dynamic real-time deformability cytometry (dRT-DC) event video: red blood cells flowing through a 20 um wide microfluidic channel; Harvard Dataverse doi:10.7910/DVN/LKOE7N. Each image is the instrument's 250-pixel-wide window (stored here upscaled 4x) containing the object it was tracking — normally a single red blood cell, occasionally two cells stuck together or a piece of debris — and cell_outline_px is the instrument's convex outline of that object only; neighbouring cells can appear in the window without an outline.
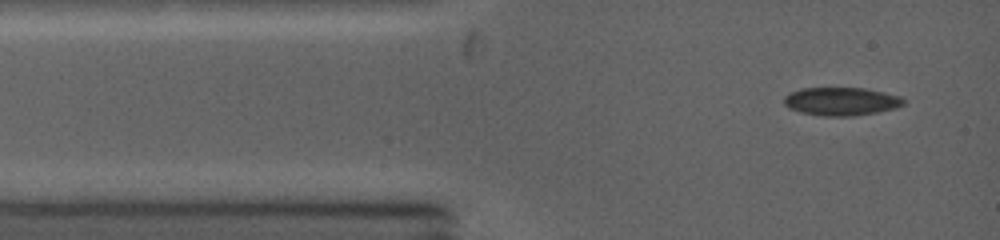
{"species": "common noctule bat (a hibernating species)", "species_latin": "Nyctalus noctula", "temperature_condition": "warm", "stored_images_in_passage": 11, "camera_frame_rate_fps": 5000, "um_per_image_px": 0.085, "animal": {"sex": "female", "body_mass_g": 19.0, "forearm_length_mm": 53.3}, "frame": {"image": 1, "passage_image": 1, "time_ms": 0.0, "image_size_px": [1000, 240], "cell_outline_px": [[904, 104], [896, 108], [876, 112], [852, 116], [820, 116], [800, 112], [788, 108], [784, 104], [784, 96], [792, 92], [804, 88], [864, 88], [900, 96], [904, 100]], "centroid_in_image_um": [71.48, 8.62], "position_along_channel_um": 13.5, "area_um2": 19.54}}
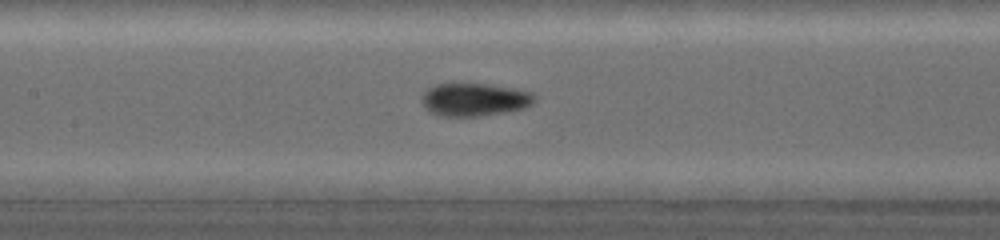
{"frame": {"image": 2, "passage_image": 7, "time_ms": 4.4, "image_size_px": [1000, 240], "cell_outline_px": [[532, 100], [524, 108], [504, 112], [480, 116], [440, 116], [432, 112], [424, 104], [424, 96], [432, 88], [440, 84], [480, 84], [504, 88], [524, 92], [532, 96]], "centroid_in_image_um": [40.28, 8.5], "position_along_channel_um": 167.1, "area_um2": 20.11}}